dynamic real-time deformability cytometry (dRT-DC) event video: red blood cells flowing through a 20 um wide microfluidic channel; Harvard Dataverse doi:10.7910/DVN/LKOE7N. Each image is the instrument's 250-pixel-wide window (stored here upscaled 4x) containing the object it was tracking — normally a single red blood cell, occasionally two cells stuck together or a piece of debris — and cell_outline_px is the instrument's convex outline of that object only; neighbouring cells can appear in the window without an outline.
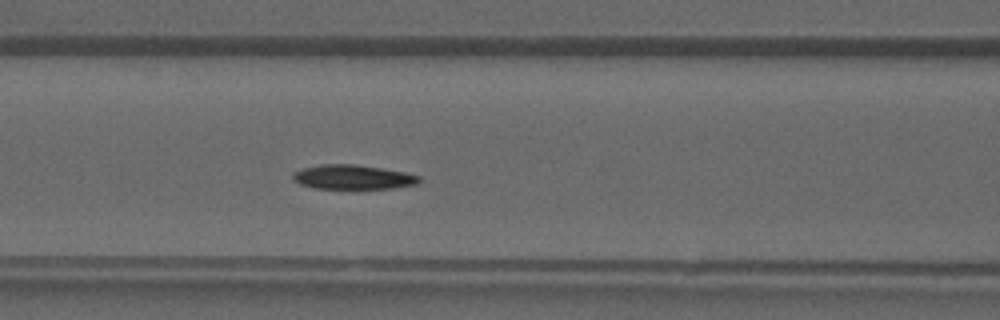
{"species": "common noctule bat (a hibernating species)", "species_latin": "Nyctalus noctula", "temperature_condition": "warm", "stored_images_in_passage": 36, "camera_frame_rate_fps": 3000, "um_per_image_px": 0.085, "animal": {"sex": "male", "forearm_length_mm": 52.5}, "frame": {"image": 1, "passage_image": 12, "time_ms": 3.667, "image_size_px": [1000, 320], "cell_outline_px": [[420, 180], [416, 184], [392, 188], [312, 188], [300, 184], [292, 180], [292, 172], [304, 168], [320, 164], [356, 164], [404, 172], [420, 176]], "centroid_in_image_um": [29.94, 15.05], "position_along_channel_um": 136.7, "area_um2": 17.86}}
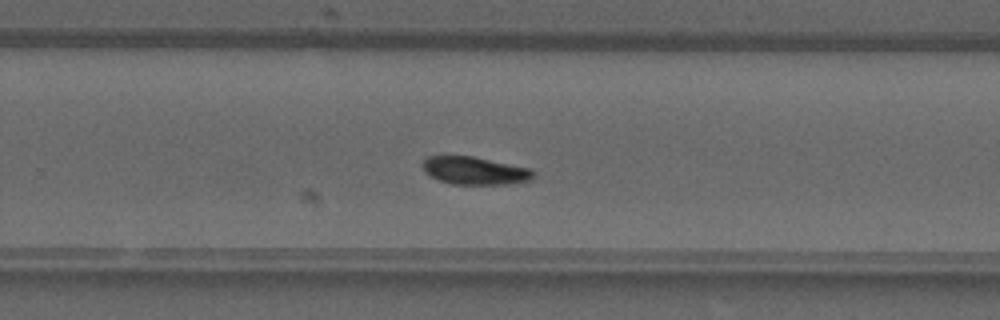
{"frame": {"image": 2, "passage_image": 21, "time_ms": 6.667, "image_size_px": [1000, 320], "cell_outline_px": [[536, 176], [532, 180], [512, 184], [452, 184], [440, 180], [424, 172], [424, 160], [428, 156], [444, 152], [472, 156], [532, 168]], "centroid_in_image_um": [40.36, 14.46], "position_along_channel_um": 289.4, "area_um2": 18.61}}
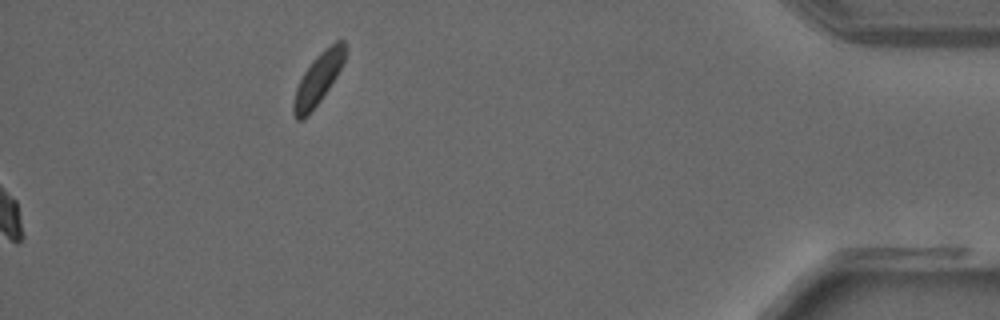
{"frame": {"image": 3, "passage_image": 36, "time_ms": 11.667, "image_size_px": [1000, 320], "cell_outline_px": [[344, 60], [336, 76], [320, 100], [308, 116], [304, 120], [296, 120], [292, 112], [292, 104], [296, 88], [304, 72], [312, 60], [324, 48], [336, 40], [344, 40]], "centroid_in_image_um": [26.99, 6.74], "position_along_channel_um": 408.2, "area_um2": 15.14}}